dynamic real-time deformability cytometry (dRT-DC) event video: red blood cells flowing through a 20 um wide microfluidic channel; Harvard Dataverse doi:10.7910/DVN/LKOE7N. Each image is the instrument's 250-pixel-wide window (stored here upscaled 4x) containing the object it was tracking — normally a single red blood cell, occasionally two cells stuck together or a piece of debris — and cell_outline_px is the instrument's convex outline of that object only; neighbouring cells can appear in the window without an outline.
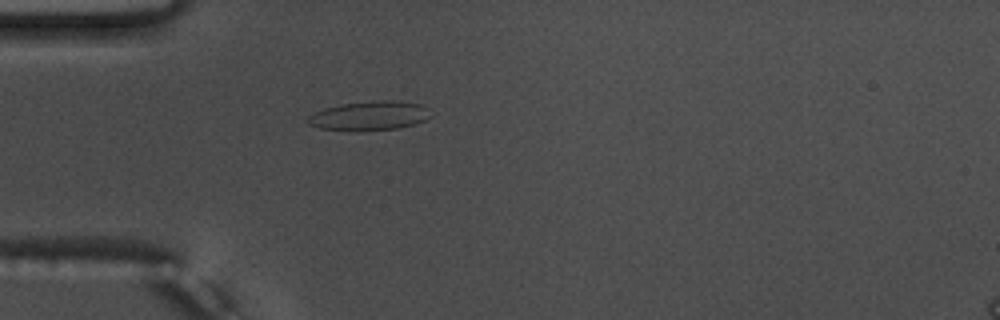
{"species": "common noctule bat (a hibernating species)", "species_latin": "Nyctalus noctula", "temperature_condition": "warm", "stored_images_in_passage": 47, "camera_frame_rate_fps": 3000, "um_per_image_px": 0.085, "animal": {"sex": "male", "body_mass_g": 17.5, "forearm_length_mm": 52.3}, "frame": {"image": 1, "passage_image": 8, "time_ms": 2.333, "image_size_px": [1000, 320], "cell_outline_px": [[432, 116], [416, 124], [400, 128], [360, 132], [356, 132], [320, 128], [308, 124], [308, 116], [324, 108], [340, 104], [380, 100], [384, 100], [420, 104]], "centroid_in_image_um": [31.37, 9.87], "position_along_channel_um": 53.6, "area_um2": 20.92}}
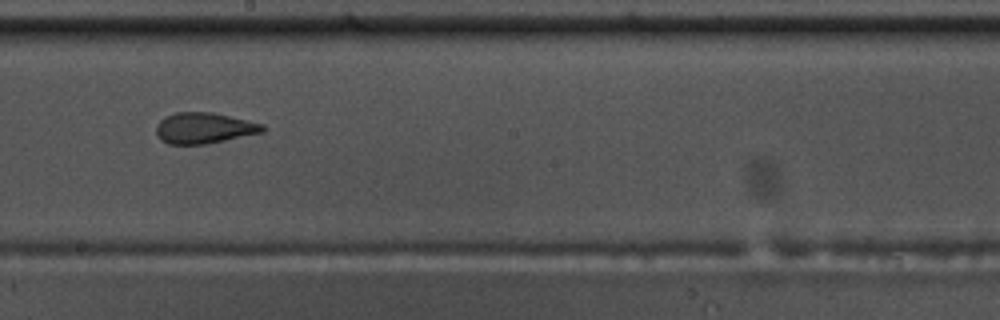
{"frame": {"image": 2, "passage_image": 23, "time_ms": 7.333, "image_size_px": [1000, 320], "cell_outline_px": [[268, 128], [264, 132], [208, 144], [168, 144], [160, 140], [156, 136], [156, 124], [164, 116], [176, 112], [212, 112], [248, 120], [264, 124]], "centroid_in_image_um": [17.35, 10.89], "position_along_channel_um": 230.9, "area_um2": 19.54}}
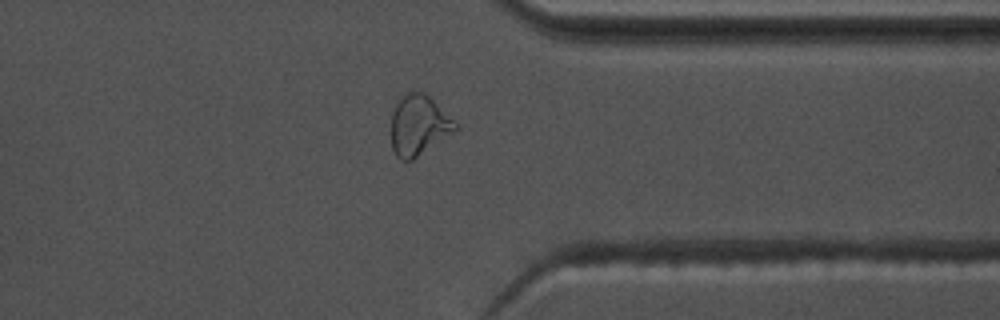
{"frame": {"image": 3, "passage_image": 35, "time_ms": 11.333, "image_size_px": [1000, 320], "cell_outline_px": [[460, 128], [412, 160], [400, 160], [396, 156], [392, 148], [392, 112], [400, 96], [412, 88], [420, 88], [456, 120], [460, 124]], "centroid_in_image_um": [35.62, 10.58], "position_along_channel_um": 375.8, "area_um2": 23.12}, "authors_computed_cell_mechanics": {"area_um2": 20.23, "velocity_mm_per_s": 3.7214, "shape_relaxation_time_tau1_ms": 5.3038, "shape_relaxation_time_tau2_ms": 1.3349, "deformation_change_tau1": 0.1852, "deformation_change_tau2": 0.0875}}